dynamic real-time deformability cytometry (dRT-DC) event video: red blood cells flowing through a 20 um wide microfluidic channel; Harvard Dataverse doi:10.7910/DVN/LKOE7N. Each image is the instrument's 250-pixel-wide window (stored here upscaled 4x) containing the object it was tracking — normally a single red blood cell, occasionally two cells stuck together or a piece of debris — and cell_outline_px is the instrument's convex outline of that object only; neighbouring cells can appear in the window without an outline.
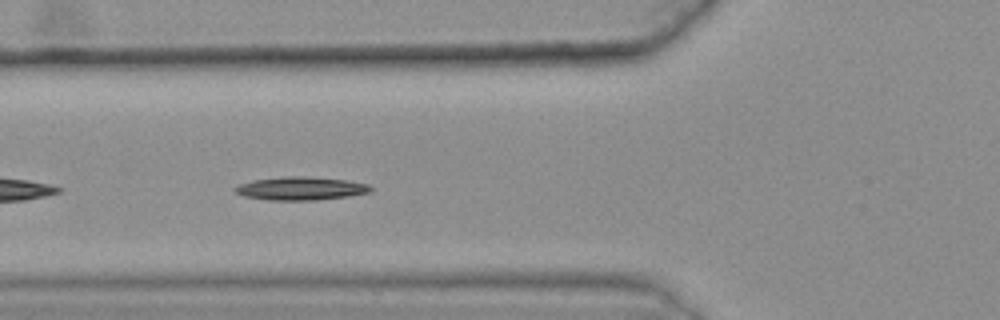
{"species": "common noctule bat (a hibernating species)", "species_latin": "Nyctalus noctula", "temperature_condition": "warm", "stored_images_in_passage": 30, "camera_frame_rate_fps": 3000, "um_per_image_px": 0.085, "animal": {"sex": "female", "body_mass_g": 25.1}, "frame": {"image": 1, "passage_image": 5, "time_ms": 1.333, "image_size_px": [1000, 320], "cell_outline_px": [[372, 192], [348, 196], [316, 200], [268, 200], [244, 196], [236, 192], [232, 188], [236, 184], [252, 180], [284, 176], [300, 176], [344, 180], [368, 184], [372, 188]], "centroid_in_image_um": [25.51, 16.02], "position_along_channel_um": 100.3, "area_um2": 18.38}, "authors_computed_cell_mechanics": {"area_um2": 17.5712, "velocity_mm_per_s": 3.6051, "shape_relaxation_time_tau1_ms": 7.0463, "shape_relaxation_time_tau2_ms": null, "deformation_change_tau1": 0.1998, "deformation_change_tau2": null}}